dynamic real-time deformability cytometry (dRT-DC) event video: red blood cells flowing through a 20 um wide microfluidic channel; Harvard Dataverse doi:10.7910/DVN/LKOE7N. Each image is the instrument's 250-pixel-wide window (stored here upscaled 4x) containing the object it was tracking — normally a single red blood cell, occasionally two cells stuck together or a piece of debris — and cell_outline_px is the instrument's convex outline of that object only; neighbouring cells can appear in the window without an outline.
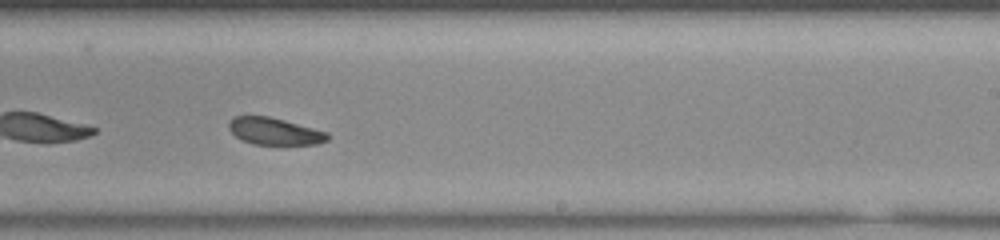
{"species": "common noctule bat (a hibernating species)", "species_latin": "Nyctalus noctula", "temperature_condition": "room temperature", "stored_images_in_passage": 38, "camera_frame_rate_fps": 3000, "um_per_image_px": 0.085, "animal": {"sex": "male", "body_mass_g": 20.0, "forearm_length_mm": 53.3}, "frame": {"image": 1, "passage_image": 17, "time_ms": 5.333, "image_size_px": [1000, 240], "cell_outline_px": [[328, 140], [316, 144], [252, 144], [240, 140], [228, 128], [228, 120], [232, 116], [268, 116], [284, 120], [328, 132]], "centroid_in_image_um": [23.28, 11.15], "position_along_channel_um": 265.7, "area_um2": 15.55}}